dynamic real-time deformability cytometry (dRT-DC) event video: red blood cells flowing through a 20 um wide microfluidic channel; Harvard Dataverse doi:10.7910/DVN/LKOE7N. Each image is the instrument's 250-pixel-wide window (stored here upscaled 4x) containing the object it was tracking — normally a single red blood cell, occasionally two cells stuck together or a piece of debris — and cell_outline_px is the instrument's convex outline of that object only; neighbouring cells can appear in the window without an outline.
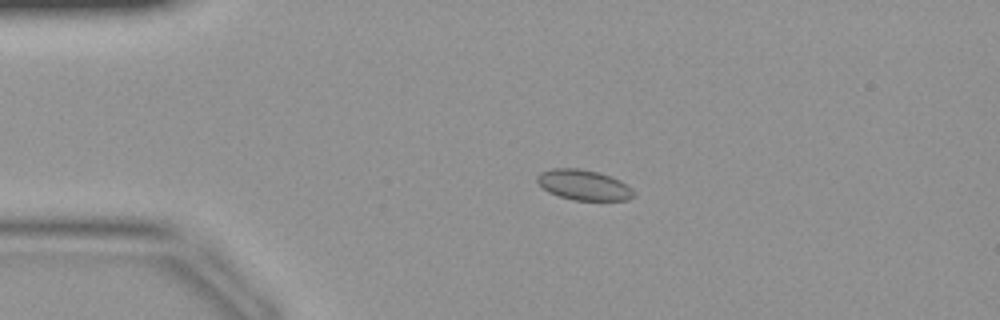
{"species": "common noctule bat (a hibernating species)", "species_latin": "Nyctalus noctula", "temperature_condition": "warm", "stored_images_in_passage": 44, "camera_frame_rate_fps": 3000, "um_per_image_px": 0.085, "animal": {"sex": "female", "body_mass_g": 19.9}, "frame": {"image": 1, "passage_image": 10, "time_ms": 3.0, "image_size_px": [1000, 320], "cell_outline_px": [[636, 196], [628, 200], [572, 200], [548, 192], [536, 180], [536, 176], [540, 172], [552, 168], [580, 168], [612, 176], [620, 180], [632, 188], [636, 192]], "centroid_in_image_um": [49.65, 15.72], "position_along_channel_um": 35.4, "area_um2": 17.22}}
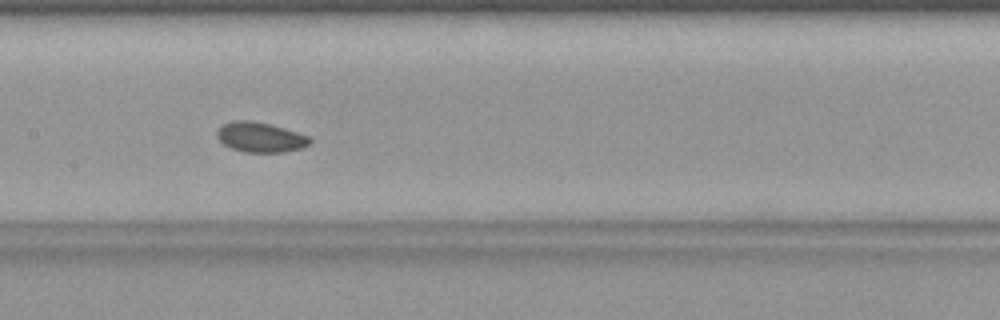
{"frame": {"image": 2, "passage_image": 22, "time_ms": 7.0, "image_size_px": [1000, 320], "cell_outline_px": [[312, 144], [304, 148], [284, 152], [244, 152], [232, 148], [224, 144], [216, 136], [216, 132], [224, 124], [232, 120], [248, 120], [268, 124], [284, 128], [308, 136], [312, 140]], "centroid_in_image_um": [22.16, 11.67], "position_along_channel_um": 185.2, "area_um2": 16.18}}
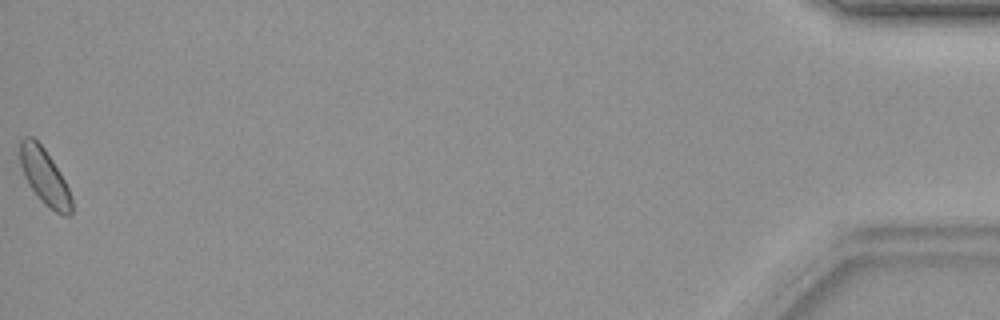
{"frame": {"image": 3, "passage_image": 44, "time_ms": 14.333, "image_size_px": [1000, 320], "cell_outline_px": [[72, 212], [68, 216], [64, 216], [56, 212], [44, 204], [40, 200], [28, 184], [24, 176], [20, 164], [20, 140], [24, 136], [32, 136], [44, 148], [60, 172], [72, 196]], "centroid_in_image_um": [3.78, 15.03], "position_along_channel_um": 431.4, "area_um2": 16.82}}